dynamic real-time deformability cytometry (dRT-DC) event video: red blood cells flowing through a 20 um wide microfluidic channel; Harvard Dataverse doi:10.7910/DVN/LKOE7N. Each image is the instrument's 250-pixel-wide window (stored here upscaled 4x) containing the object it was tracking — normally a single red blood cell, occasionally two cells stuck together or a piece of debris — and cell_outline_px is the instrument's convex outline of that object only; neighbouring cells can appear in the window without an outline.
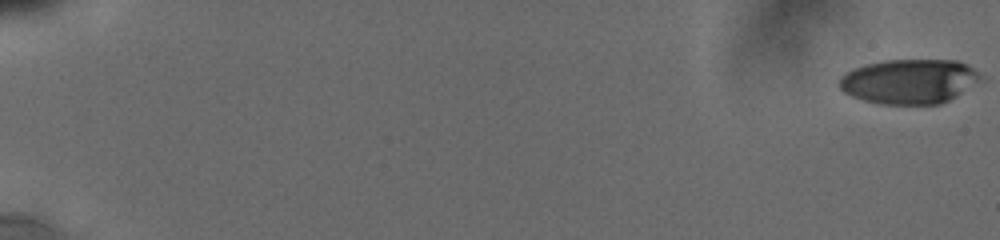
{"species": "human", "species_latin": "Homo sapiens", "temperature_condition": "cold", "stored_images_in_passage": 11, "camera_frame_rate_fps": 3000, "um_per_image_px": 0.085, "donor": {"sex": "male"}, "frame": {"image": 1, "passage_image": 1, "time_ms": 0.0, "image_size_px": [1000, 240], "cell_outline_px": [[980, 76], [976, 80], [956, 96], [940, 104], [880, 104], [864, 100], [852, 96], [844, 92], [840, 88], [840, 76], [864, 64], [884, 60], [956, 60], [968, 64]], "centroid_in_image_um": [77.23, 6.91], "position_along_channel_um": 7.8, "area_um2": 36.18}}
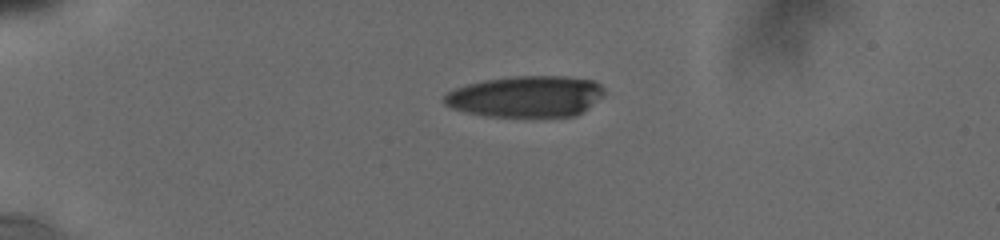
{"frame": {"image": 2, "passage_image": 7, "time_ms": 5.0, "image_size_px": [1000, 240], "cell_outline_px": [[604, 92], [600, 96], [576, 116], [484, 116], [464, 112], [452, 108], [444, 104], [444, 96], [448, 92], [456, 88], [468, 84], [484, 80], [516, 76], [568, 76], [592, 80], [600, 84], [604, 88]], "centroid_in_image_um": [44.67, 8.19], "position_along_channel_um": 40.3, "area_um2": 38.15}}